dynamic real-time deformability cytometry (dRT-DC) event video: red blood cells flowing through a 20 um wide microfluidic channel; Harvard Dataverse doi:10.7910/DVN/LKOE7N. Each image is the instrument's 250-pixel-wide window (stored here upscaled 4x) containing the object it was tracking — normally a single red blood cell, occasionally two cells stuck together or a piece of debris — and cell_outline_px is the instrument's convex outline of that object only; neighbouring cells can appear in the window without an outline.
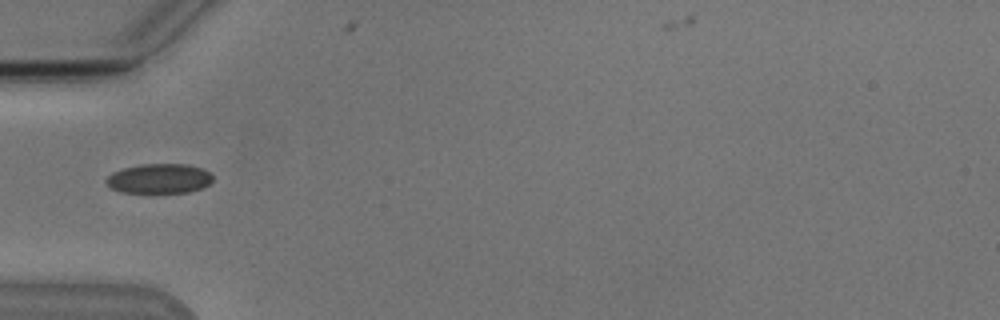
{"species": "Egyptian fruit bat (a non-hibernating species)", "species_latin": "Rousettus aegyptiacus", "temperature_condition": "cold", "stored_images_in_passage": 35, "camera_frame_rate_fps": 3000, "um_per_image_px": 0.085, "animal": {"sex": "male"}, "frame": {"image": 1, "passage_image": 1, "time_ms": 0.0, "image_size_px": [1000, 320], "cell_outline_px": [[212, 180], [208, 184], [200, 188], [188, 192], [120, 192], [112, 188], [104, 180], [112, 172], [124, 168], [140, 164], [188, 164], [204, 168], [212, 176]], "centroid_in_image_um": [13.53, 15.16], "position_along_channel_um": 71.5, "area_um2": 18.32}}
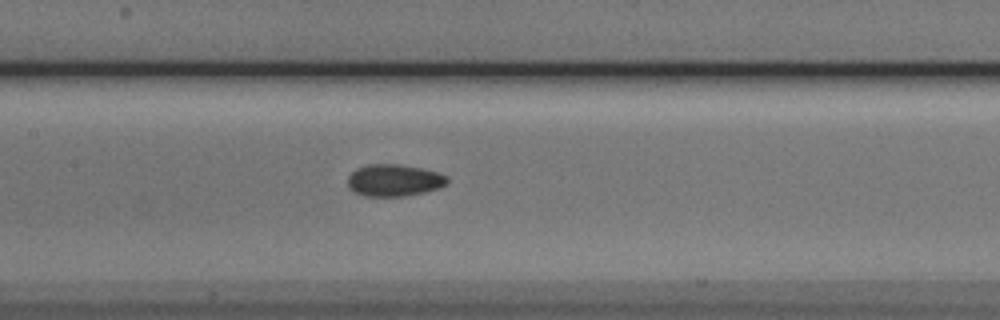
{"frame": {"image": 2, "passage_image": 9, "time_ms": 2.667, "image_size_px": [1000, 320], "cell_outline_px": [[448, 184], [440, 188], [424, 192], [404, 196], [364, 196], [348, 188], [348, 176], [356, 168], [368, 164], [400, 164], [424, 168], [448, 176]], "centroid_in_image_um": [33.51, 15.32], "position_along_channel_um": 173.9, "area_um2": 18.73}}
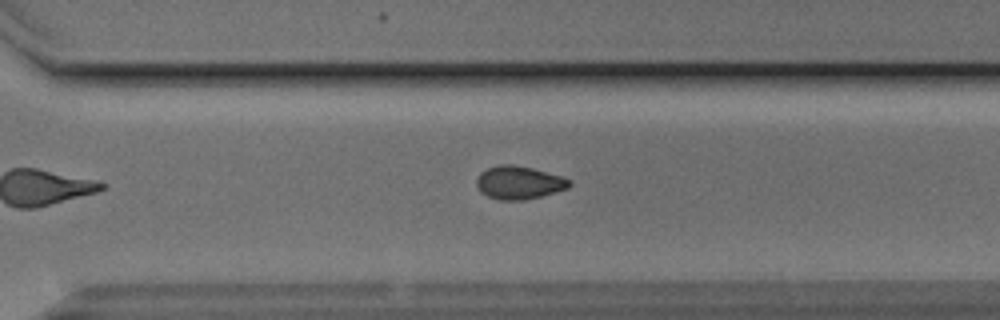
{"frame": {"image": 3, "passage_image": 21, "time_ms": 6.667, "image_size_px": [1000, 320], "cell_outline_px": [[572, 184], [568, 188], [540, 196], [524, 200], [500, 200], [488, 196], [480, 192], [476, 184], [476, 180], [480, 172], [488, 168], [500, 164], [512, 164], [532, 168], [560, 176], [572, 180]], "centroid_in_image_um": [44.1, 15.52], "position_along_channel_um": 326.5, "area_um2": 17.86}}